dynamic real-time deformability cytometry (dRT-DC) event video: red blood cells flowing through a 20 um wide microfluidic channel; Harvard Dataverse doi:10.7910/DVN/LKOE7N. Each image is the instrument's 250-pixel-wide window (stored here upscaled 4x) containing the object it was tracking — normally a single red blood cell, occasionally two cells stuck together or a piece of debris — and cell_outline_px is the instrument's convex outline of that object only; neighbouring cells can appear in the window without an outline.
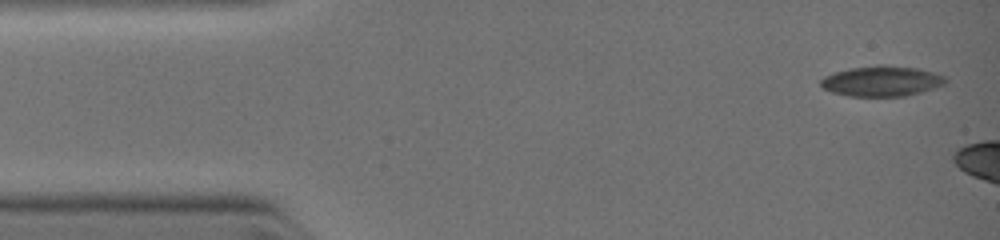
{"species": "common noctule bat (a hibernating species)", "species_latin": "Nyctalus noctula", "temperature_condition": "warm", "stored_images_in_passage": 4, "camera_frame_rate_fps": 3000, "um_per_image_px": 0.085, "animal": {"sex": "female", "body_mass_g": 19.0, "forearm_length_mm": 51.5}, "frame": {"image": 1, "passage_image": 1, "time_ms": 0.0, "image_size_px": [1000, 240], "cell_outline_px": [[948, 80], [944, 84], [920, 92], [904, 96], [848, 96], [832, 92], [824, 88], [820, 84], [820, 80], [824, 76], [848, 68], [876, 64], [884, 64], [916, 68], [932, 72], [944, 76]], "centroid_in_image_um": [74.91, 6.88], "position_along_channel_um": 10.1, "area_um2": 22.08}}